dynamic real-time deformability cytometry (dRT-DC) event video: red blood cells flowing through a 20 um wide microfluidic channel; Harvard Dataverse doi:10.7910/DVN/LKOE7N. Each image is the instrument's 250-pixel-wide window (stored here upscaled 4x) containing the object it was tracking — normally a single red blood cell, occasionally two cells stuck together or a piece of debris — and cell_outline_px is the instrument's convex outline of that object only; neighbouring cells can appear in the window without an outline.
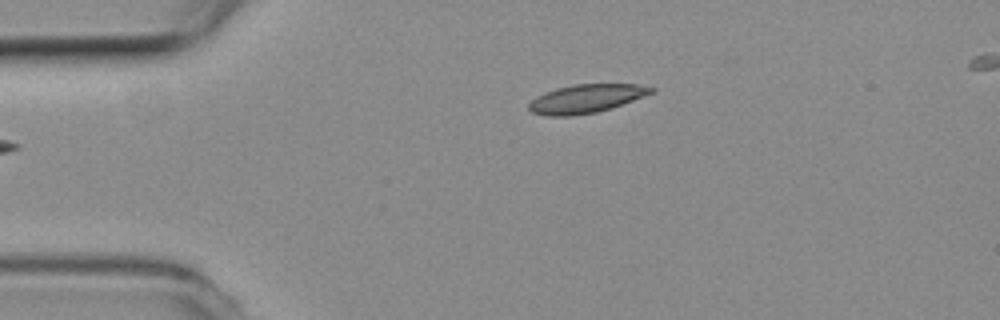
{"species": "common noctule bat (a hibernating species)", "species_latin": "Nyctalus noctula", "temperature_condition": "room temperature", "stored_images_in_passage": 36, "camera_frame_rate_fps": 3000, "um_per_image_px": 0.085, "animal": {"sex": "female", "body_mass_g": 19.3, "forearm_length_mm": 54.1}, "frame": {"image": 1, "passage_image": 1, "time_ms": 0.0, "image_size_px": [1000, 320], "cell_outline_px": [[656, 92], [596, 112], [568, 116], [548, 116], [532, 112], [528, 108], [528, 104], [536, 96], [544, 92], [556, 88], [572, 84], [640, 84], [656, 88]], "centroid_in_image_um": [49.81, 8.37], "position_along_channel_um": 35.2, "area_um2": 20.23}}
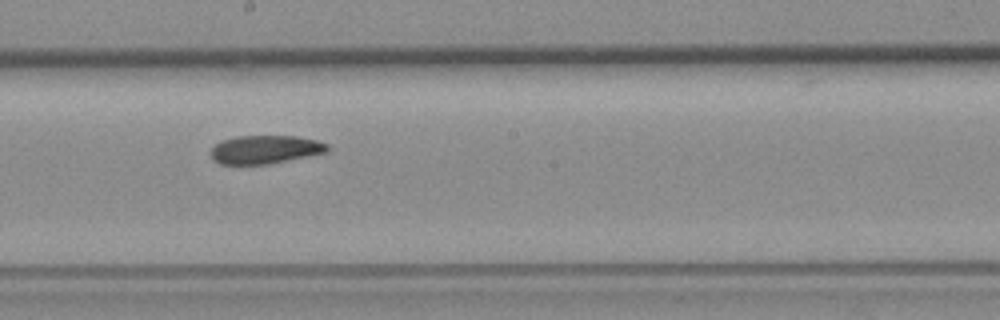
{"frame": {"image": 2, "passage_image": 19, "time_ms": 6.0, "image_size_px": [1000, 320], "cell_outline_px": [[328, 152], [268, 164], [220, 164], [212, 160], [212, 148], [220, 140], [236, 136], [296, 136], [316, 140], [328, 144]], "centroid_in_image_um": [22.53, 12.7], "position_along_channel_um": 225.7, "area_um2": 19.25}}
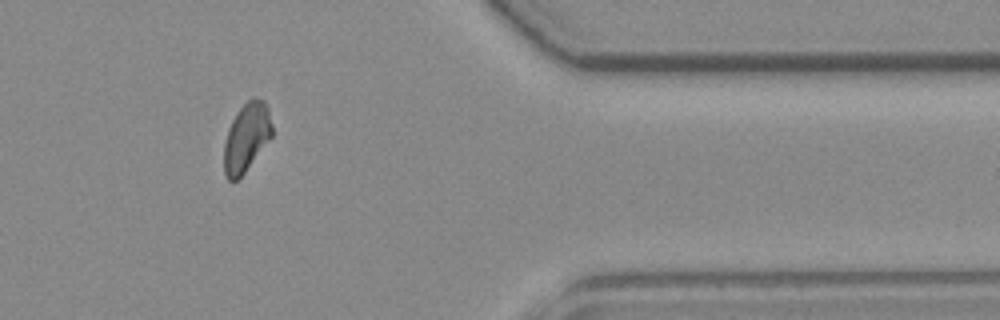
{"frame": {"image": 3, "passage_image": 34, "time_ms": 11.0, "image_size_px": [1000, 320], "cell_outline_px": [[272, 136], [244, 172], [236, 180], [228, 180], [224, 176], [224, 144], [228, 128], [236, 112], [252, 96], [264, 100], [268, 108], [272, 124]], "centroid_in_image_um": [20.94, 11.65], "position_along_channel_um": 390.5, "area_um2": 19.13}, "authors_computed_cell_mechanics": {"area_um2": 20.1722, "velocity_mm_per_s": 3.8054, "shape_relaxation_time_tau1_ms": 8.3939, "shape_relaxation_time_tau2_ms": null, "deformation_change_tau1": 0.191, "deformation_change_tau2": null}}